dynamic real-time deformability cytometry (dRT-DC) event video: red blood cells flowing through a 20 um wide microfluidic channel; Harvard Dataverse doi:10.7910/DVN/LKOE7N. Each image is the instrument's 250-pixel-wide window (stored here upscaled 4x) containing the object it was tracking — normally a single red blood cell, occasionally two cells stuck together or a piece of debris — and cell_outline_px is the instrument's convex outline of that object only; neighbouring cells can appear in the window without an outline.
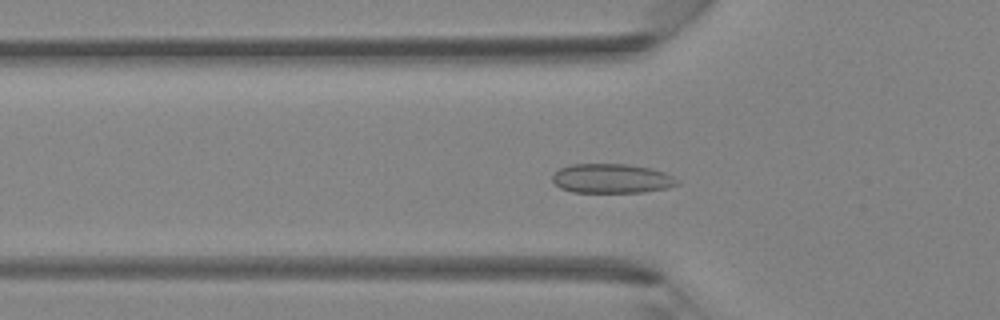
{"species": "Egyptian fruit bat (a non-hibernating species)", "species_latin": "Rousettus aegyptiacus", "temperature_condition": "room temperature", "stored_images_in_passage": 41, "camera_frame_rate_fps": 3000, "um_per_image_px": 0.085, "animal": {"sex": "female"}, "frame": {"image": 1, "passage_image": 13, "time_ms": 4.0, "image_size_px": [1000, 320], "cell_outline_px": [[680, 184], [668, 188], [644, 192], [572, 192], [560, 188], [552, 180], [552, 176], [560, 168], [572, 164], [628, 164], [652, 168], [664, 172], [680, 180]], "centroid_in_image_um": [52.03, 15.17], "position_along_channel_um": 73.8, "area_um2": 21.5}}
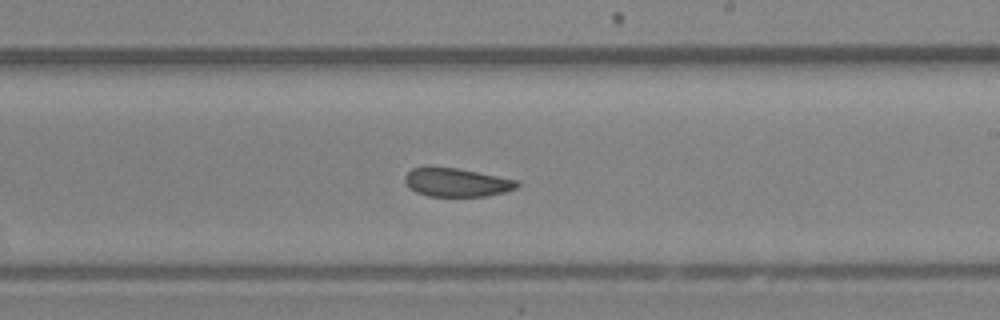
{"frame": {"image": 2, "passage_image": 24, "time_ms": 7.667, "image_size_px": [1000, 320], "cell_outline_px": [[520, 184], [516, 188], [504, 192], [488, 196], [428, 196], [416, 192], [408, 188], [404, 180], [404, 176], [412, 168], [428, 164], [456, 168], [520, 180]], "centroid_in_image_um": [38.77, 15.47], "position_along_channel_um": 250.2, "area_um2": 19.19}}
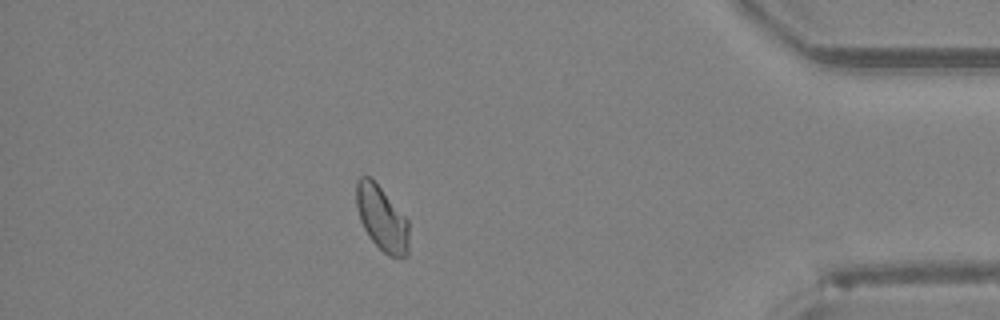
{"frame": {"image": 3, "passage_image": 36, "time_ms": 11.667, "image_size_px": [1000, 320], "cell_outline_px": [[408, 256], [388, 256], [368, 236], [360, 220], [356, 204], [356, 180], [360, 176], [368, 176], [380, 188], [408, 220]], "centroid_in_image_um": [32.44, 18.57], "position_along_channel_um": 402.8, "area_um2": 19.48}}